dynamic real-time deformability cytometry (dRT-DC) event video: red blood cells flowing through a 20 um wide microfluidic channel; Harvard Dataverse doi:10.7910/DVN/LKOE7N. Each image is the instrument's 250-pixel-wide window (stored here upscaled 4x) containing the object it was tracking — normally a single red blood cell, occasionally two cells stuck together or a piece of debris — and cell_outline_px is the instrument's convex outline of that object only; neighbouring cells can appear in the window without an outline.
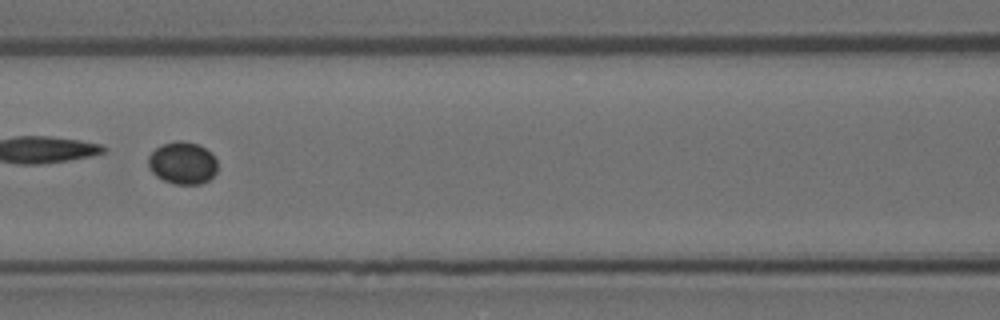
{"species": "Egyptian fruit bat (a non-hibernating species)", "species_latin": "Rousettus aegyptiacus", "temperature_condition": "room temperature", "stored_images_in_passage": 56, "camera_frame_rate_fps": 3000, "um_per_image_px": 0.085, "animal": {"sex": "female"}, "frame": {"image": 1, "passage_image": 25, "time_ms": 8.0, "image_size_px": [1000, 320], "cell_outline_px": [[216, 172], [208, 180], [200, 184], [172, 184], [156, 176], [148, 168], [148, 156], [160, 144], [176, 140], [180, 140], [200, 144], [212, 152], [216, 160]], "centroid_in_image_um": [15.51, 13.83], "position_along_channel_um": 151.1, "area_um2": 17.34}}
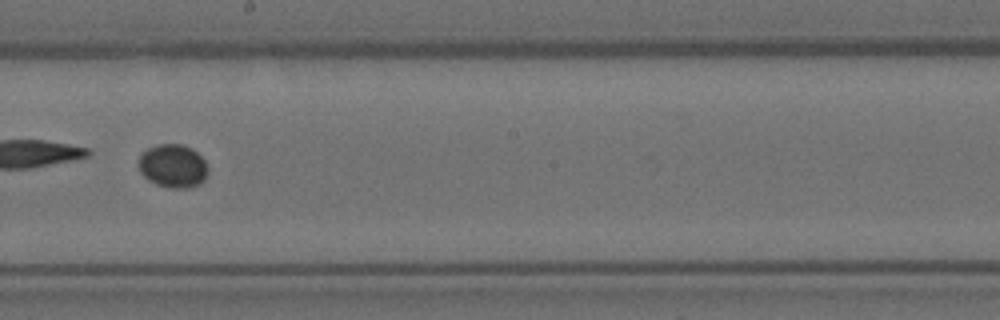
{"frame": {"image": 2, "passage_image": 32, "time_ms": 10.333, "image_size_px": [1000, 320], "cell_outline_px": [[208, 172], [204, 180], [200, 184], [192, 188], [168, 188], [156, 184], [148, 180], [140, 172], [140, 156], [148, 148], [156, 144], [180, 144], [192, 148], [204, 160], [208, 168]], "centroid_in_image_um": [14.73, 14.12], "position_along_channel_um": 233.5, "area_um2": 17.57}}